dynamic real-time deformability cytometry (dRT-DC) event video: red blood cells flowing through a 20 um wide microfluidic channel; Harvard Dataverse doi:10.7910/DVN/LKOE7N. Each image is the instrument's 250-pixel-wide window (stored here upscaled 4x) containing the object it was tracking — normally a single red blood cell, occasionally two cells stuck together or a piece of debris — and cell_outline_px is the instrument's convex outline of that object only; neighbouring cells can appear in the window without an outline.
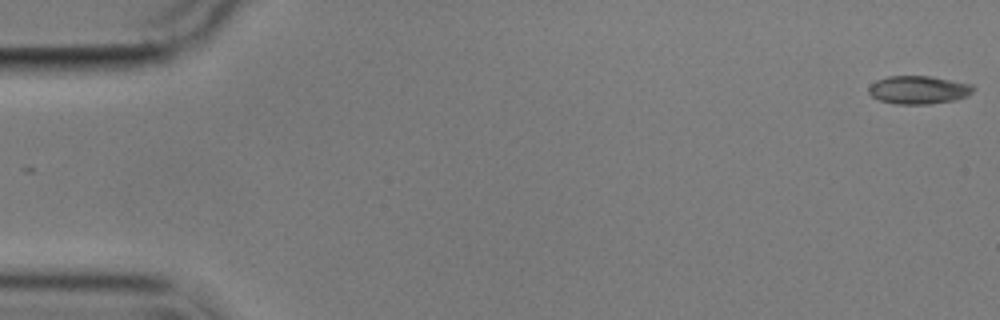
{"species": "common noctule bat (a hibernating species)", "species_latin": "Nyctalus noctula", "temperature_condition": "cold", "stored_images_in_passage": 2, "camera_frame_rate_fps": 3000, "um_per_image_px": 0.085, "animal": {"sex": "male", "body_mass_g": 17.9}, "frame": {"image": 1, "passage_image": 2, "time_ms": 1.333, "image_size_px": [1000, 320], "cell_outline_px": [[976, 88], [968, 96], [956, 100], [928, 104], [896, 104], [880, 100], [872, 96], [868, 92], [868, 88], [876, 80], [888, 76], [928, 76], [972, 84]], "centroid_in_image_um": [78.09, 7.64], "position_along_channel_um": 6.9, "area_um2": 17.17}}